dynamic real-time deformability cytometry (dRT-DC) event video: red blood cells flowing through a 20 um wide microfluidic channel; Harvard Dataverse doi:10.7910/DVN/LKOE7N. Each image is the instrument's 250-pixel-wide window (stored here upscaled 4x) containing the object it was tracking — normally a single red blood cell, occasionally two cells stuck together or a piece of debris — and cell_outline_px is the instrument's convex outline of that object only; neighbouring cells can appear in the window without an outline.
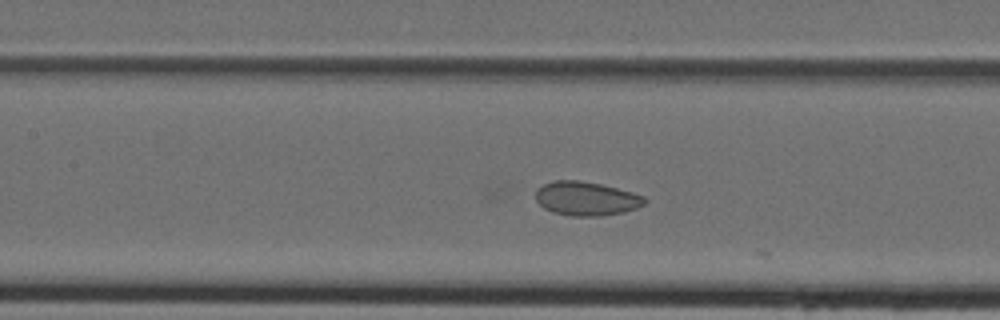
{"species": "Egyptian fruit bat (a non-hibernating species)", "species_latin": "Rousettus aegyptiacus", "temperature_condition": "cold", "stored_images_in_passage": 18, "camera_frame_rate_fps": 3000, "um_per_image_px": 0.085, "animal": {"sex": "female"}, "frame": {"image": 1, "passage_image": 15, "time_ms": 4.667, "image_size_px": [1000, 320], "cell_outline_px": [[648, 200], [644, 204], [636, 208], [620, 212], [600, 216], [572, 216], [552, 212], [544, 208], [536, 200], [536, 188], [552, 180], [580, 180], [600, 184], [632, 192], [644, 196]], "centroid_in_image_um": [49.8, 16.87], "position_along_channel_um": 157.6, "area_um2": 21.5}}
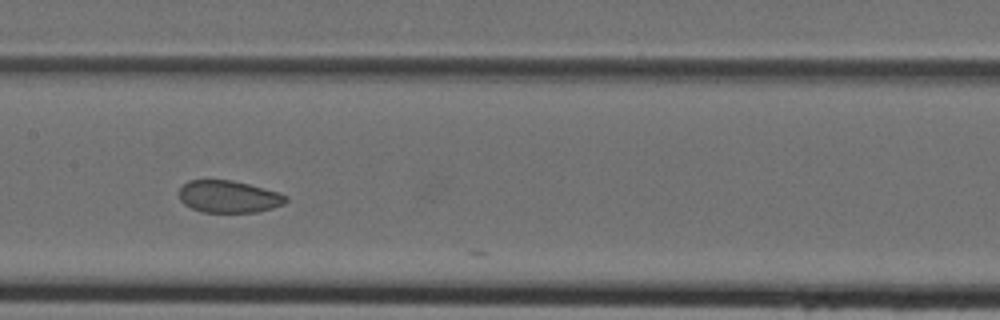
{"frame": {"image": 2, "passage_image": 17, "time_ms": 5.333, "image_size_px": [1000, 320], "cell_outline_px": [[288, 200], [284, 204], [272, 208], [256, 212], [204, 212], [192, 208], [184, 204], [180, 200], [180, 188], [188, 180], [232, 180], [248, 184], [276, 192], [288, 196]], "centroid_in_image_um": [19.44, 16.71], "position_along_channel_um": 188.0, "area_um2": 19.83}}